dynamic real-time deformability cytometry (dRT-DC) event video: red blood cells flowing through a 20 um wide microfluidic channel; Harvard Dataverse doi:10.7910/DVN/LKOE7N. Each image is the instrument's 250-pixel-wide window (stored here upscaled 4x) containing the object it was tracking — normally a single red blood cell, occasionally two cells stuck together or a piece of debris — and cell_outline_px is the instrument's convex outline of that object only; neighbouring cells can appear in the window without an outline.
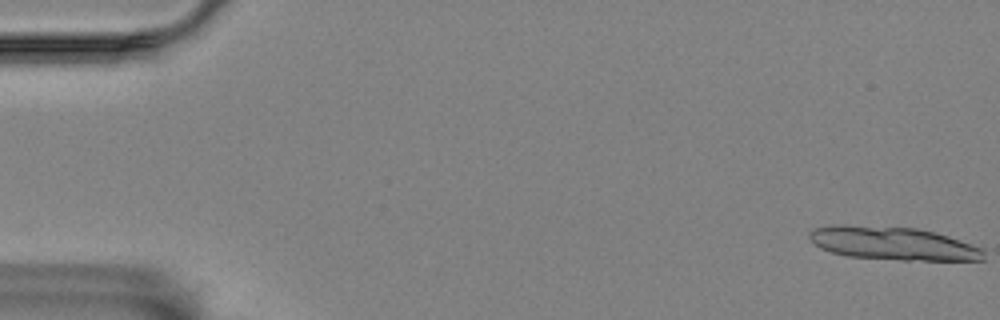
{"species": "Egyptian fruit bat (a non-hibernating species)", "species_latin": "Rousettus aegyptiacus", "temperature_condition": "room temperature", "stored_images_in_passage": 5, "camera_frame_rate_fps": 3000, "um_per_image_px": 0.085, "animal": {"sex": "female"}, "frame": {"image": 1, "passage_image": 1, "time_ms": 0.0, "image_size_px": [1000, 320], "cell_outline_px": [[984, 260], [900, 260], [848, 256], [832, 252], [820, 248], [808, 236], [812, 228], [832, 224], [916, 228], [936, 232], [984, 248]], "centroid_in_image_um": [75.91, 20.68], "position_along_channel_um": 9.1, "area_um2": 33.76}}